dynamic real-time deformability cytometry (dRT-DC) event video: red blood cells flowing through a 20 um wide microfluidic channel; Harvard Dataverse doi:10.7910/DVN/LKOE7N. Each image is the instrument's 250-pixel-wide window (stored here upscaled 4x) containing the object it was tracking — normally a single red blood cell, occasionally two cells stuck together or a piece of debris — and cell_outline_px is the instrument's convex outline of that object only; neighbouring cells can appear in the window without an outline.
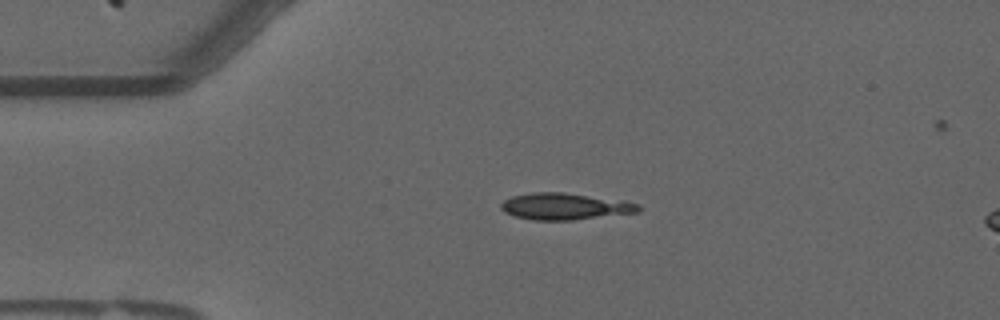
{"species": "common noctule bat (a hibernating species)", "species_latin": "Nyctalus noctula", "temperature_condition": "warm", "stored_images_in_passage": 4, "camera_frame_rate_fps": 3000, "um_per_image_px": 0.085, "animal": {"sex": "male", "forearm_length_mm": 52.5}, "frame": {"image": 1, "passage_image": 2, "time_ms": 0.333, "image_size_px": [1000, 320], "cell_outline_px": [[640, 212], [572, 220], [532, 220], [516, 216], [504, 212], [500, 208], [500, 204], [504, 200], [512, 196], [532, 192], [564, 192], [624, 200], [640, 204]], "centroid_in_image_um": [48.03, 17.54], "position_along_channel_um": 37.0, "area_um2": 21.5}}